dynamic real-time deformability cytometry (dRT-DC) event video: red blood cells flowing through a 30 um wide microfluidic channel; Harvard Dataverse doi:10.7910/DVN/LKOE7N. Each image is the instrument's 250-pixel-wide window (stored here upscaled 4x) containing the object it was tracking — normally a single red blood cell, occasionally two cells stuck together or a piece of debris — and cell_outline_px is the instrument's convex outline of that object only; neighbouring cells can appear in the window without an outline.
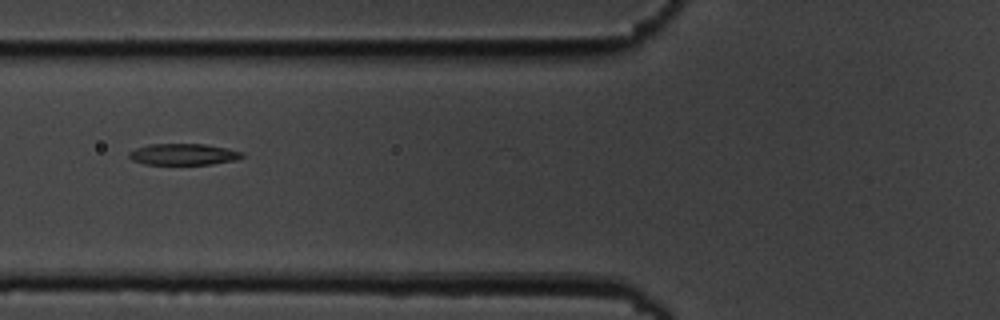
{"species": "common noctule bat (a hibernating species)", "species_latin": "Nyctalus noctula", "temperature_condition": "cold", "stored_images_in_passage": 4, "camera_frame_rate_fps": 3000, "um_per_image_px": 0.085, "animal": {"sex": "male", "body_mass_g": 19.5, "forearm_length_mm": 54.6}, "frame": {"image": 1, "passage_image": 3, "time_ms": 2.333, "image_size_px": [1000, 320], "cell_outline_px": [[244, 156], [236, 160], [212, 164], [144, 164], [132, 160], [128, 156], [128, 152], [136, 148], [148, 144], [204, 144], [228, 148], [244, 152]], "centroid_in_image_um": [15.6, 13.11], "position_along_channel_um": 110.2, "area_um2": 14.16}}